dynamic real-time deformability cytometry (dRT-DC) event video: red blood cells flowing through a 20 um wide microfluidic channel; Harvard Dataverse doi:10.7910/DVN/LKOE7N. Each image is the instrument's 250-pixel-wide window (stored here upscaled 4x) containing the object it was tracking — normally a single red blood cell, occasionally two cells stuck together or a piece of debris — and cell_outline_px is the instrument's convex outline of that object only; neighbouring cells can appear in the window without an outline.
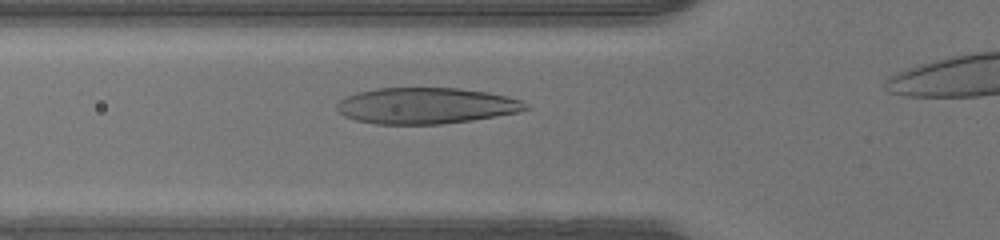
{"species": "human", "species_latin": "Homo sapiens", "temperature_condition": "warm", "stored_images_in_passage": 27, "camera_frame_rate_fps": 3000, "um_per_image_px": 0.085, "donor": {"sex": "male"}, "frame": {"image": 1, "passage_image": 5, "time_ms": 1.333, "image_size_px": [1000, 240], "cell_outline_px": [[532, 108], [516, 112], [496, 116], [472, 120], [440, 124], [376, 124], [356, 120], [344, 116], [336, 108], [336, 104], [344, 96], [356, 92], [376, 88], [456, 88], [488, 92], [520, 100], [528, 104]], "centroid_in_image_um": [36.18, 8.98], "position_along_channel_um": 89.6, "area_um2": 39.77}}
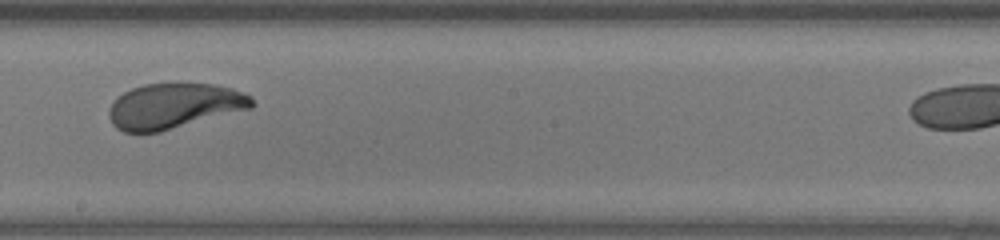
{"frame": {"image": 2, "passage_image": 15, "time_ms": 4.667, "image_size_px": [1000, 240], "cell_outline_px": [[256, 104], [252, 108], [160, 132], [124, 132], [116, 128], [112, 124], [108, 116], [108, 108], [112, 100], [116, 96], [132, 88], [144, 84], [176, 80], [216, 84], [232, 88], [252, 96]], "centroid_in_image_um": [14.8, 8.96], "position_along_channel_um": 233.4, "area_um2": 39.07}}
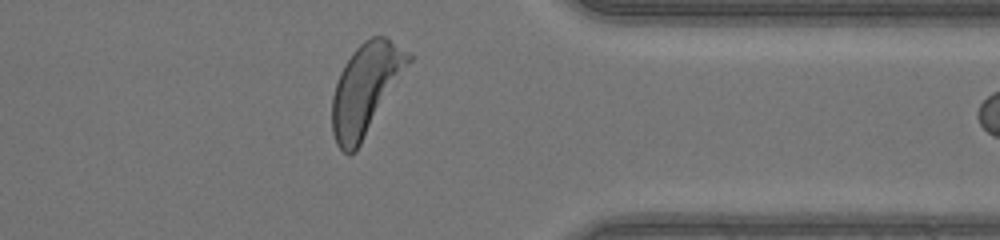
{"frame": {"image": 3, "passage_image": 26, "time_ms": 8.333, "image_size_px": [1000, 240], "cell_outline_px": [[412, 60], [360, 144], [348, 156], [336, 144], [332, 132], [332, 96], [340, 72], [344, 64], [352, 52], [364, 40], [372, 36], [384, 36], [412, 56]], "centroid_in_image_um": [31.05, 7.56], "position_along_channel_um": 380.3, "area_um2": 39.54}}